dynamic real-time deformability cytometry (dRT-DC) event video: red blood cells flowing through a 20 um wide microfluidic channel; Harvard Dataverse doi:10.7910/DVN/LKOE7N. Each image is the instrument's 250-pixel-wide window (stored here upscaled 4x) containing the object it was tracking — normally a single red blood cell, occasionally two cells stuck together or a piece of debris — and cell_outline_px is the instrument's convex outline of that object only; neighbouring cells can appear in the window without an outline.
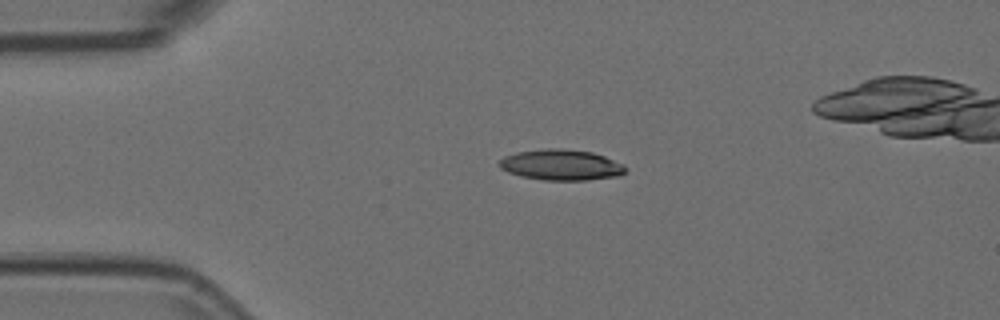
{"species": "Egyptian fruit bat (a non-hibernating species)", "species_latin": "Rousettus aegyptiacus", "temperature_condition": "room temperature", "stored_images_in_passage": 48, "camera_frame_rate_fps": 3000, "um_per_image_px": 0.085, "animal": {"sex": "female"}, "frame": {"image": 1, "passage_image": 9, "time_ms": 2.667, "image_size_px": [1000, 320], "cell_outline_px": [[628, 168], [620, 176], [588, 180], [544, 180], [520, 176], [508, 172], [500, 168], [500, 160], [504, 156], [516, 152], [548, 148], [560, 148], [592, 152], [604, 156], [624, 164]], "centroid_in_image_um": [47.72, 14.02], "position_along_channel_um": 37.3, "area_um2": 22.72}}
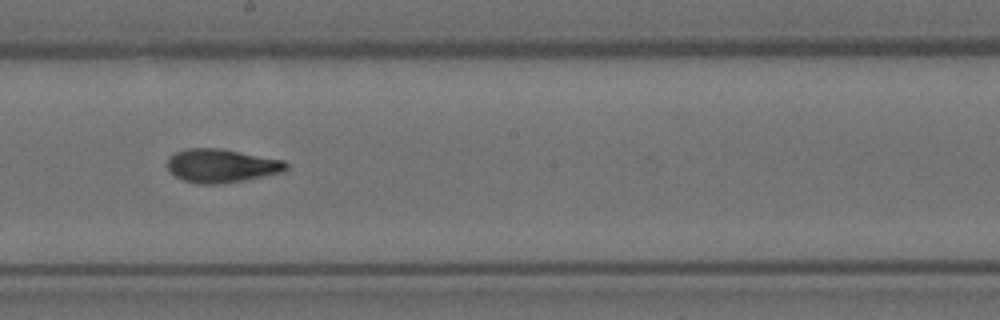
{"frame": {"image": 2, "passage_image": 27, "time_ms": 8.667, "image_size_px": [1000, 320], "cell_outline_px": [[288, 168], [284, 172], [244, 180], [216, 184], [196, 184], [184, 180], [176, 176], [168, 168], [168, 156], [176, 152], [188, 148], [220, 148], [284, 160], [288, 164]], "centroid_in_image_um": [18.84, 14.08], "position_along_channel_um": 229.4, "area_um2": 23.18}}
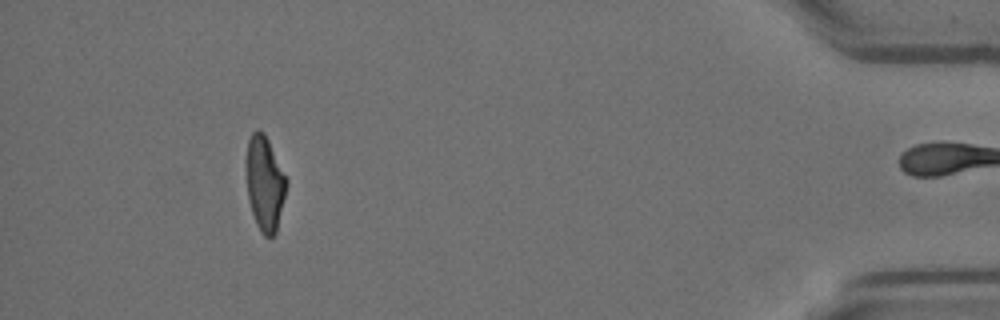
{"frame": {"image": 3, "passage_image": 47, "time_ms": 15.333, "image_size_px": [1000, 320], "cell_outline_px": [[288, 184], [276, 232], [272, 236], [264, 236], [260, 232], [256, 224], [248, 200], [248, 140], [252, 132], [256, 128], [264, 132], [288, 180]], "centroid_in_image_um": [22.54, 15.61], "position_along_channel_um": 412.7, "area_um2": 21.79}, "authors_computed_cell_mechanics": {"area_um2": 22.6576, "velocity_mm_per_s": 3.722, "shape_relaxation_time_tau1_ms": 5.1041, "shape_relaxation_time_tau2_ms": 2.2954, "deformation_change_tau1": 0.1985, "deformation_change_tau2": 0.081}}